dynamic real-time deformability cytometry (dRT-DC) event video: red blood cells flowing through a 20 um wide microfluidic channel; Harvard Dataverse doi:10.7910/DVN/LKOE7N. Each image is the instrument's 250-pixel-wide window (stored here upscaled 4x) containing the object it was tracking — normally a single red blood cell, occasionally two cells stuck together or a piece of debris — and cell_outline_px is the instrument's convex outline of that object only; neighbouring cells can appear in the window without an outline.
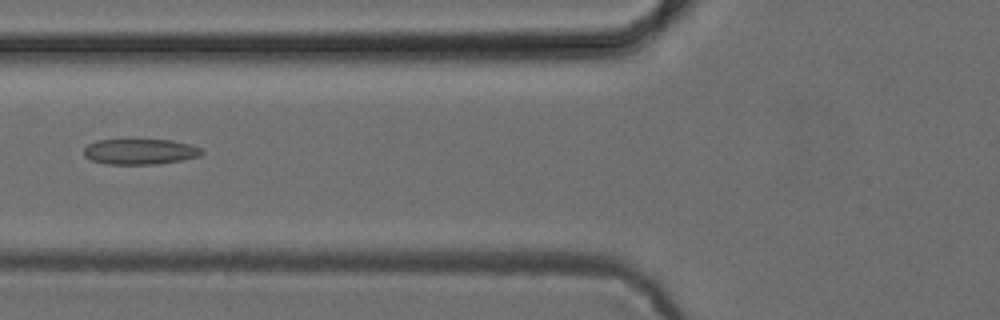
{"species": "common noctule bat (a hibernating species)", "species_latin": "Nyctalus noctula", "temperature_condition": "cold", "stored_images_in_passage": 2, "camera_frame_rate_fps": 3000, "um_per_image_px": 0.085, "animal": {"sex": "female", "body_mass_g": 24.6, "forearm_length_mm": 56.2}, "frame": {"image": 1, "passage_image": 2, "time_ms": 1.0, "image_size_px": [1000, 320], "cell_outline_px": [[204, 152], [200, 156], [160, 164], [104, 164], [88, 160], [84, 156], [84, 148], [88, 144], [96, 140], [128, 136], [132, 136], [172, 140], [192, 144], [200, 148]], "centroid_in_image_um": [11.84, 12.82], "position_along_channel_um": 114.0, "area_um2": 18.9}}